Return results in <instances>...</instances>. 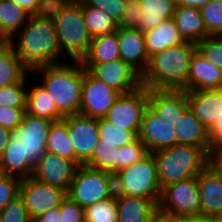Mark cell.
Returning a JSON list of instances; mask_svg holds the SVG:
<instances>
[{
    "instance_id": "45",
    "label": "cell",
    "mask_w": 222,
    "mask_h": 222,
    "mask_svg": "<svg viewBox=\"0 0 222 222\" xmlns=\"http://www.w3.org/2000/svg\"><path fill=\"white\" fill-rule=\"evenodd\" d=\"M141 12L138 0H126L122 16L117 24L118 27L138 28V23L142 17Z\"/></svg>"
},
{
    "instance_id": "25",
    "label": "cell",
    "mask_w": 222,
    "mask_h": 222,
    "mask_svg": "<svg viewBox=\"0 0 222 222\" xmlns=\"http://www.w3.org/2000/svg\"><path fill=\"white\" fill-rule=\"evenodd\" d=\"M173 20L185 42L197 44L205 37L210 36L204 27L200 9L176 6Z\"/></svg>"
},
{
    "instance_id": "17",
    "label": "cell",
    "mask_w": 222,
    "mask_h": 222,
    "mask_svg": "<svg viewBox=\"0 0 222 222\" xmlns=\"http://www.w3.org/2000/svg\"><path fill=\"white\" fill-rule=\"evenodd\" d=\"M148 106L161 118L172 123L176 122L189 107L185 90L148 89Z\"/></svg>"
},
{
    "instance_id": "9",
    "label": "cell",
    "mask_w": 222,
    "mask_h": 222,
    "mask_svg": "<svg viewBox=\"0 0 222 222\" xmlns=\"http://www.w3.org/2000/svg\"><path fill=\"white\" fill-rule=\"evenodd\" d=\"M147 107L148 89L141 86L131 93L120 94L105 119L125 130H131L138 137Z\"/></svg>"
},
{
    "instance_id": "31",
    "label": "cell",
    "mask_w": 222,
    "mask_h": 222,
    "mask_svg": "<svg viewBox=\"0 0 222 222\" xmlns=\"http://www.w3.org/2000/svg\"><path fill=\"white\" fill-rule=\"evenodd\" d=\"M29 17L30 15L17 3L0 0V41H9Z\"/></svg>"
},
{
    "instance_id": "1",
    "label": "cell",
    "mask_w": 222,
    "mask_h": 222,
    "mask_svg": "<svg viewBox=\"0 0 222 222\" xmlns=\"http://www.w3.org/2000/svg\"><path fill=\"white\" fill-rule=\"evenodd\" d=\"M30 72L63 116L79 114L84 79L81 61L66 60L58 64L39 66Z\"/></svg>"
},
{
    "instance_id": "55",
    "label": "cell",
    "mask_w": 222,
    "mask_h": 222,
    "mask_svg": "<svg viewBox=\"0 0 222 222\" xmlns=\"http://www.w3.org/2000/svg\"><path fill=\"white\" fill-rule=\"evenodd\" d=\"M212 222H222V211L218 213L215 217H213Z\"/></svg>"
},
{
    "instance_id": "5",
    "label": "cell",
    "mask_w": 222,
    "mask_h": 222,
    "mask_svg": "<svg viewBox=\"0 0 222 222\" xmlns=\"http://www.w3.org/2000/svg\"><path fill=\"white\" fill-rule=\"evenodd\" d=\"M53 22L61 54L68 61H81L92 41L83 17L82 0H75Z\"/></svg>"
},
{
    "instance_id": "36",
    "label": "cell",
    "mask_w": 222,
    "mask_h": 222,
    "mask_svg": "<svg viewBox=\"0 0 222 222\" xmlns=\"http://www.w3.org/2000/svg\"><path fill=\"white\" fill-rule=\"evenodd\" d=\"M99 136L103 142H109L118 147L127 145L137 138L131 130L112 124L105 118L99 119Z\"/></svg>"
},
{
    "instance_id": "29",
    "label": "cell",
    "mask_w": 222,
    "mask_h": 222,
    "mask_svg": "<svg viewBox=\"0 0 222 222\" xmlns=\"http://www.w3.org/2000/svg\"><path fill=\"white\" fill-rule=\"evenodd\" d=\"M29 72L10 43L0 41V88L19 83Z\"/></svg>"
},
{
    "instance_id": "7",
    "label": "cell",
    "mask_w": 222,
    "mask_h": 222,
    "mask_svg": "<svg viewBox=\"0 0 222 222\" xmlns=\"http://www.w3.org/2000/svg\"><path fill=\"white\" fill-rule=\"evenodd\" d=\"M115 194L114 175L86 165L78 166L67 192V196L83 208Z\"/></svg>"
},
{
    "instance_id": "53",
    "label": "cell",
    "mask_w": 222,
    "mask_h": 222,
    "mask_svg": "<svg viewBox=\"0 0 222 222\" xmlns=\"http://www.w3.org/2000/svg\"><path fill=\"white\" fill-rule=\"evenodd\" d=\"M12 137V131L0 125V157Z\"/></svg>"
},
{
    "instance_id": "57",
    "label": "cell",
    "mask_w": 222,
    "mask_h": 222,
    "mask_svg": "<svg viewBox=\"0 0 222 222\" xmlns=\"http://www.w3.org/2000/svg\"><path fill=\"white\" fill-rule=\"evenodd\" d=\"M192 222H212V220L204 218H195Z\"/></svg>"
},
{
    "instance_id": "13",
    "label": "cell",
    "mask_w": 222,
    "mask_h": 222,
    "mask_svg": "<svg viewBox=\"0 0 222 222\" xmlns=\"http://www.w3.org/2000/svg\"><path fill=\"white\" fill-rule=\"evenodd\" d=\"M119 95L120 93L93 77L84 68L79 114L94 119L105 118Z\"/></svg>"
},
{
    "instance_id": "15",
    "label": "cell",
    "mask_w": 222,
    "mask_h": 222,
    "mask_svg": "<svg viewBox=\"0 0 222 222\" xmlns=\"http://www.w3.org/2000/svg\"><path fill=\"white\" fill-rule=\"evenodd\" d=\"M77 168L74 161L46 151L34 164L31 177L42 184L68 192Z\"/></svg>"
},
{
    "instance_id": "23",
    "label": "cell",
    "mask_w": 222,
    "mask_h": 222,
    "mask_svg": "<svg viewBox=\"0 0 222 222\" xmlns=\"http://www.w3.org/2000/svg\"><path fill=\"white\" fill-rule=\"evenodd\" d=\"M157 208L151 199L117 195L118 222H153Z\"/></svg>"
},
{
    "instance_id": "37",
    "label": "cell",
    "mask_w": 222,
    "mask_h": 222,
    "mask_svg": "<svg viewBox=\"0 0 222 222\" xmlns=\"http://www.w3.org/2000/svg\"><path fill=\"white\" fill-rule=\"evenodd\" d=\"M29 73L19 82L0 88V106L26 107Z\"/></svg>"
},
{
    "instance_id": "4",
    "label": "cell",
    "mask_w": 222,
    "mask_h": 222,
    "mask_svg": "<svg viewBox=\"0 0 222 222\" xmlns=\"http://www.w3.org/2000/svg\"><path fill=\"white\" fill-rule=\"evenodd\" d=\"M161 189L171 183L197 177L207 166V153L194 145L175 144L152 152Z\"/></svg>"
},
{
    "instance_id": "44",
    "label": "cell",
    "mask_w": 222,
    "mask_h": 222,
    "mask_svg": "<svg viewBox=\"0 0 222 222\" xmlns=\"http://www.w3.org/2000/svg\"><path fill=\"white\" fill-rule=\"evenodd\" d=\"M88 6L103 10L117 24L123 13L126 0H83Z\"/></svg>"
},
{
    "instance_id": "22",
    "label": "cell",
    "mask_w": 222,
    "mask_h": 222,
    "mask_svg": "<svg viewBox=\"0 0 222 222\" xmlns=\"http://www.w3.org/2000/svg\"><path fill=\"white\" fill-rule=\"evenodd\" d=\"M177 144L194 145L208 153L213 147L209 140L208 129L188 107L176 122Z\"/></svg>"
},
{
    "instance_id": "54",
    "label": "cell",
    "mask_w": 222,
    "mask_h": 222,
    "mask_svg": "<svg viewBox=\"0 0 222 222\" xmlns=\"http://www.w3.org/2000/svg\"><path fill=\"white\" fill-rule=\"evenodd\" d=\"M211 0H177V6H187L201 9L207 5Z\"/></svg>"
},
{
    "instance_id": "52",
    "label": "cell",
    "mask_w": 222,
    "mask_h": 222,
    "mask_svg": "<svg viewBox=\"0 0 222 222\" xmlns=\"http://www.w3.org/2000/svg\"><path fill=\"white\" fill-rule=\"evenodd\" d=\"M20 5L30 16L33 15L37 8L38 0H10Z\"/></svg>"
},
{
    "instance_id": "38",
    "label": "cell",
    "mask_w": 222,
    "mask_h": 222,
    "mask_svg": "<svg viewBox=\"0 0 222 222\" xmlns=\"http://www.w3.org/2000/svg\"><path fill=\"white\" fill-rule=\"evenodd\" d=\"M204 27L210 36L222 34V0H211L201 9Z\"/></svg>"
},
{
    "instance_id": "33",
    "label": "cell",
    "mask_w": 222,
    "mask_h": 222,
    "mask_svg": "<svg viewBox=\"0 0 222 222\" xmlns=\"http://www.w3.org/2000/svg\"><path fill=\"white\" fill-rule=\"evenodd\" d=\"M82 12L87 30L92 38L117 31V23L105 11L90 7L83 0Z\"/></svg>"
},
{
    "instance_id": "20",
    "label": "cell",
    "mask_w": 222,
    "mask_h": 222,
    "mask_svg": "<svg viewBox=\"0 0 222 222\" xmlns=\"http://www.w3.org/2000/svg\"><path fill=\"white\" fill-rule=\"evenodd\" d=\"M214 89H222V72L196 50L191 59L187 83L181 90Z\"/></svg>"
},
{
    "instance_id": "39",
    "label": "cell",
    "mask_w": 222,
    "mask_h": 222,
    "mask_svg": "<svg viewBox=\"0 0 222 222\" xmlns=\"http://www.w3.org/2000/svg\"><path fill=\"white\" fill-rule=\"evenodd\" d=\"M149 154L147 148L137 137L133 142L121 146L118 149L117 172L136 162L141 161Z\"/></svg>"
},
{
    "instance_id": "58",
    "label": "cell",
    "mask_w": 222,
    "mask_h": 222,
    "mask_svg": "<svg viewBox=\"0 0 222 222\" xmlns=\"http://www.w3.org/2000/svg\"><path fill=\"white\" fill-rule=\"evenodd\" d=\"M1 219H2V211L0 210V222H2Z\"/></svg>"
},
{
    "instance_id": "18",
    "label": "cell",
    "mask_w": 222,
    "mask_h": 222,
    "mask_svg": "<svg viewBox=\"0 0 222 222\" xmlns=\"http://www.w3.org/2000/svg\"><path fill=\"white\" fill-rule=\"evenodd\" d=\"M117 39L120 59L142 75L149 63L143 32L137 28L118 27Z\"/></svg>"
},
{
    "instance_id": "26",
    "label": "cell",
    "mask_w": 222,
    "mask_h": 222,
    "mask_svg": "<svg viewBox=\"0 0 222 222\" xmlns=\"http://www.w3.org/2000/svg\"><path fill=\"white\" fill-rule=\"evenodd\" d=\"M33 169L34 164L24 156L20 142L11 137L0 157V174L26 179L31 177Z\"/></svg>"
},
{
    "instance_id": "2",
    "label": "cell",
    "mask_w": 222,
    "mask_h": 222,
    "mask_svg": "<svg viewBox=\"0 0 222 222\" xmlns=\"http://www.w3.org/2000/svg\"><path fill=\"white\" fill-rule=\"evenodd\" d=\"M16 56L32 69L65 62L57 41L53 21L30 16L24 26L8 41Z\"/></svg>"
},
{
    "instance_id": "30",
    "label": "cell",
    "mask_w": 222,
    "mask_h": 222,
    "mask_svg": "<svg viewBox=\"0 0 222 222\" xmlns=\"http://www.w3.org/2000/svg\"><path fill=\"white\" fill-rule=\"evenodd\" d=\"M120 58L117 31L92 38L87 54L81 59V64L108 63Z\"/></svg>"
},
{
    "instance_id": "43",
    "label": "cell",
    "mask_w": 222,
    "mask_h": 222,
    "mask_svg": "<svg viewBox=\"0 0 222 222\" xmlns=\"http://www.w3.org/2000/svg\"><path fill=\"white\" fill-rule=\"evenodd\" d=\"M21 179L0 174V210L19 196Z\"/></svg>"
},
{
    "instance_id": "28",
    "label": "cell",
    "mask_w": 222,
    "mask_h": 222,
    "mask_svg": "<svg viewBox=\"0 0 222 222\" xmlns=\"http://www.w3.org/2000/svg\"><path fill=\"white\" fill-rule=\"evenodd\" d=\"M140 4L141 20L138 23L140 31L145 32L161 24L165 19L173 18L177 0H138Z\"/></svg>"
},
{
    "instance_id": "35",
    "label": "cell",
    "mask_w": 222,
    "mask_h": 222,
    "mask_svg": "<svg viewBox=\"0 0 222 222\" xmlns=\"http://www.w3.org/2000/svg\"><path fill=\"white\" fill-rule=\"evenodd\" d=\"M85 222H118L117 194L85 208Z\"/></svg>"
},
{
    "instance_id": "34",
    "label": "cell",
    "mask_w": 222,
    "mask_h": 222,
    "mask_svg": "<svg viewBox=\"0 0 222 222\" xmlns=\"http://www.w3.org/2000/svg\"><path fill=\"white\" fill-rule=\"evenodd\" d=\"M118 149V146L99 139L92 157L84 165L114 175L117 172Z\"/></svg>"
},
{
    "instance_id": "47",
    "label": "cell",
    "mask_w": 222,
    "mask_h": 222,
    "mask_svg": "<svg viewBox=\"0 0 222 222\" xmlns=\"http://www.w3.org/2000/svg\"><path fill=\"white\" fill-rule=\"evenodd\" d=\"M85 208L72 201L68 196L60 205L61 222H85Z\"/></svg>"
},
{
    "instance_id": "21",
    "label": "cell",
    "mask_w": 222,
    "mask_h": 222,
    "mask_svg": "<svg viewBox=\"0 0 222 222\" xmlns=\"http://www.w3.org/2000/svg\"><path fill=\"white\" fill-rule=\"evenodd\" d=\"M201 218L212 219L222 211V181L206 166L197 176Z\"/></svg>"
},
{
    "instance_id": "56",
    "label": "cell",
    "mask_w": 222,
    "mask_h": 222,
    "mask_svg": "<svg viewBox=\"0 0 222 222\" xmlns=\"http://www.w3.org/2000/svg\"><path fill=\"white\" fill-rule=\"evenodd\" d=\"M214 149L222 155V140L214 147Z\"/></svg>"
},
{
    "instance_id": "6",
    "label": "cell",
    "mask_w": 222,
    "mask_h": 222,
    "mask_svg": "<svg viewBox=\"0 0 222 222\" xmlns=\"http://www.w3.org/2000/svg\"><path fill=\"white\" fill-rule=\"evenodd\" d=\"M114 177L117 195L151 199L158 206L162 189L152 153L116 172Z\"/></svg>"
},
{
    "instance_id": "27",
    "label": "cell",
    "mask_w": 222,
    "mask_h": 222,
    "mask_svg": "<svg viewBox=\"0 0 222 222\" xmlns=\"http://www.w3.org/2000/svg\"><path fill=\"white\" fill-rule=\"evenodd\" d=\"M30 80L33 82L30 83ZM25 111L32 116L46 118L52 122L60 121L64 117L57 110L48 93L35 80H32L31 72H29Z\"/></svg>"
},
{
    "instance_id": "10",
    "label": "cell",
    "mask_w": 222,
    "mask_h": 222,
    "mask_svg": "<svg viewBox=\"0 0 222 222\" xmlns=\"http://www.w3.org/2000/svg\"><path fill=\"white\" fill-rule=\"evenodd\" d=\"M75 152V163L84 165L91 157L99 136V119L81 114L64 116L62 119Z\"/></svg>"
},
{
    "instance_id": "16",
    "label": "cell",
    "mask_w": 222,
    "mask_h": 222,
    "mask_svg": "<svg viewBox=\"0 0 222 222\" xmlns=\"http://www.w3.org/2000/svg\"><path fill=\"white\" fill-rule=\"evenodd\" d=\"M138 138L149 153L169 148L177 144L175 128L172 123L161 118L148 106L143 114Z\"/></svg>"
},
{
    "instance_id": "48",
    "label": "cell",
    "mask_w": 222,
    "mask_h": 222,
    "mask_svg": "<svg viewBox=\"0 0 222 222\" xmlns=\"http://www.w3.org/2000/svg\"><path fill=\"white\" fill-rule=\"evenodd\" d=\"M195 218L173 214L157 208L153 222H192Z\"/></svg>"
},
{
    "instance_id": "41",
    "label": "cell",
    "mask_w": 222,
    "mask_h": 222,
    "mask_svg": "<svg viewBox=\"0 0 222 222\" xmlns=\"http://www.w3.org/2000/svg\"><path fill=\"white\" fill-rule=\"evenodd\" d=\"M75 0H38L37 8L33 17L42 20L53 21L65 9H67Z\"/></svg>"
},
{
    "instance_id": "40",
    "label": "cell",
    "mask_w": 222,
    "mask_h": 222,
    "mask_svg": "<svg viewBox=\"0 0 222 222\" xmlns=\"http://www.w3.org/2000/svg\"><path fill=\"white\" fill-rule=\"evenodd\" d=\"M197 51L222 72V37L208 36L196 44Z\"/></svg>"
},
{
    "instance_id": "11",
    "label": "cell",
    "mask_w": 222,
    "mask_h": 222,
    "mask_svg": "<svg viewBox=\"0 0 222 222\" xmlns=\"http://www.w3.org/2000/svg\"><path fill=\"white\" fill-rule=\"evenodd\" d=\"M19 196L22 198L31 220L34 221L41 214L60 206L66 198L67 192L28 177L21 179Z\"/></svg>"
},
{
    "instance_id": "46",
    "label": "cell",
    "mask_w": 222,
    "mask_h": 222,
    "mask_svg": "<svg viewBox=\"0 0 222 222\" xmlns=\"http://www.w3.org/2000/svg\"><path fill=\"white\" fill-rule=\"evenodd\" d=\"M26 107L0 106V125L14 131L22 122Z\"/></svg>"
},
{
    "instance_id": "50",
    "label": "cell",
    "mask_w": 222,
    "mask_h": 222,
    "mask_svg": "<svg viewBox=\"0 0 222 222\" xmlns=\"http://www.w3.org/2000/svg\"><path fill=\"white\" fill-rule=\"evenodd\" d=\"M209 140L214 148L222 140V117L218 118L208 130Z\"/></svg>"
},
{
    "instance_id": "32",
    "label": "cell",
    "mask_w": 222,
    "mask_h": 222,
    "mask_svg": "<svg viewBox=\"0 0 222 222\" xmlns=\"http://www.w3.org/2000/svg\"><path fill=\"white\" fill-rule=\"evenodd\" d=\"M46 151L75 162L74 148L63 120L52 122L47 137Z\"/></svg>"
},
{
    "instance_id": "24",
    "label": "cell",
    "mask_w": 222,
    "mask_h": 222,
    "mask_svg": "<svg viewBox=\"0 0 222 222\" xmlns=\"http://www.w3.org/2000/svg\"><path fill=\"white\" fill-rule=\"evenodd\" d=\"M148 57L164 51L168 47L184 43L173 18L165 19L160 25L143 32Z\"/></svg>"
},
{
    "instance_id": "49",
    "label": "cell",
    "mask_w": 222,
    "mask_h": 222,
    "mask_svg": "<svg viewBox=\"0 0 222 222\" xmlns=\"http://www.w3.org/2000/svg\"><path fill=\"white\" fill-rule=\"evenodd\" d=\"M207 166L222 181V155L214 148L207 153Z\"/></svg>"
},
{
    "instance_id": "19",
    "label": "cell",
    "mask_w": 222,
    "mask_h": 222,
    "mask_svg": "<svg viewBox=\"0 0 222 222\" xmlns=\"http://www.w3.org/2000/svg\"><path fill=\"white\" fill-rule=\"evenodd\" d=\"M189 108L209 130L222 117V89L187 92Z\"/></svg>"
},
{
    "instance_id": "12",
    "label": "cell",
    "mask_w": 222,
    "mask_h": 222,
    "mask_svg": "<svg viewBox=\"0 0 222 222\" xmlns=\"http://www.w3.org/2000/svg\"><path fill=\"white\" fill-rule=\"evenodd\" d=\"M82 65L93 77L120 94L131 93L142 86L141 75L120 58L108 63Z\"/></svg>"
},
{
    "instance_id": "14",
    "label": "cell",
    "mask_w": 222,
    "mask_h": 222,
    "mask_svg": "<svg viewBox=\"0 0 222 222\" xmlns=\"http://www.w3.org/2000/svg\"><path fill=\"white\" fill-rule=\"evenodd\" d=\"M52 121L24 113L19 127L12 131V137L20 142L24 156L35 164L46 152L47 137Z\"/></svg>"
},
{
    "instance_id": "3",
    "label": "cell",
    "mask_w": 222,
    "mask_h": 222,
    "mask_svg": "<svg viewBox=\"0 0 222 222\" xmlns=\"http://www.w3.org/2000/svg\"><path fill=\"white\" fill-rule=\"evenodd\" d=\"M196 50V44L184 42L150 57L148 67L141 75V85L147 89L181 90L187 83Z\"/></svg>"
},
{
    "instance_id": "51",
    "label": "cell",
    "mask_w": 222,
    "mask_h": 222,
    "mask_svg": "<svg viewBox=\"0 0 222 222\" xmlns=\"http://www.w3.org/2000/svg\"><path fill=\"white\" fill-rule=\"evenodd\" d=\"M33 222H61L60 206L52 208L38 216Z\"/></svg>"
},
{
    "instance_id": "8",
    "label": "cell",
    "mask_w": 222,
    "mask_h": 222,
    "mask_svg": "<svg viewBox=\"0 0 222 222\" xmlns=\"http://www.w3.org/2000/svg\"><path fill=\"white\" fill-rule=\"evenodd\" d=\"M158 209L182 216L201 218L197 177L164 186L161 191Z\"/></svg>"
},
{
    "instance_id": "42",
    "label": "cell",
    "mask_w": 222,
    "mask_h": 222,
    "mask_svg": "<svg viewBox=\"0 0 222 222\" xmlns=\"http://www.w3.org/2000/svg\"><path fill=\"white\" fill-rule=\"evenodd\" d=\"M1 211L2 222H33L20 196L9 202Z\"/></svg>"
}]
</instances>
